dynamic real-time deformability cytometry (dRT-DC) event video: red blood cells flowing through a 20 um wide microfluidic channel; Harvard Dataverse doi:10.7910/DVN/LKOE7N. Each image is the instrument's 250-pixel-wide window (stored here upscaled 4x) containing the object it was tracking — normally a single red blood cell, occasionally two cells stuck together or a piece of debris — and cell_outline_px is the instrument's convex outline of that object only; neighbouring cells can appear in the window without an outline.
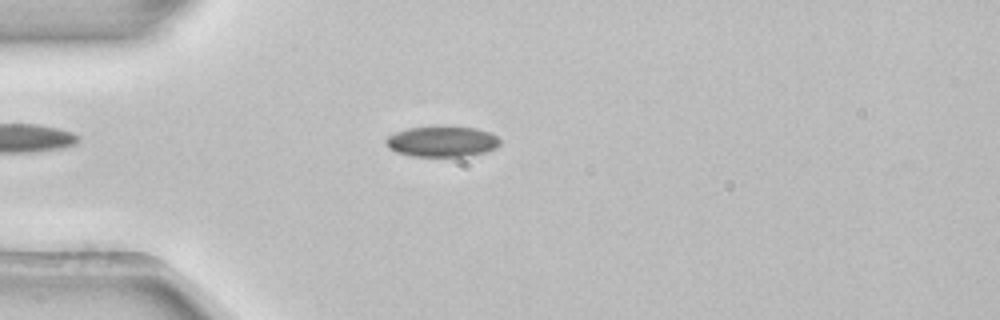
{"species": "common noctule bat (a hibernating species)", "species_latin": "Nyctalus noctula", "temperature_condition": "room temperature", "stored_images_in_passage": 53, "camera_frame_rate_fps": 3000, "um_per_image_px": 0.085, "animal": {"sex": "female", "body_mass_g": 22.7, "forearm_length_mm": 54.2}, "frame": {"image": 1, "passage_image": 14, "time_ms": 4.333, "image_size_px": [1000, 320], "cell_outline_px": [[500, 144], [496, 148], [484, 152], [464, 156], [412, 156], [396, 152], [388, 148], [384, 140], [388, 136], [396, 132], [408, 128], [436, 124], [476, 128], [488, 132], [496, 136], [500, 140]], "centroid_in_image_um": [37.54, 11.99], "position_along_channel_um": 47.5, "area_um2": 20.81}}
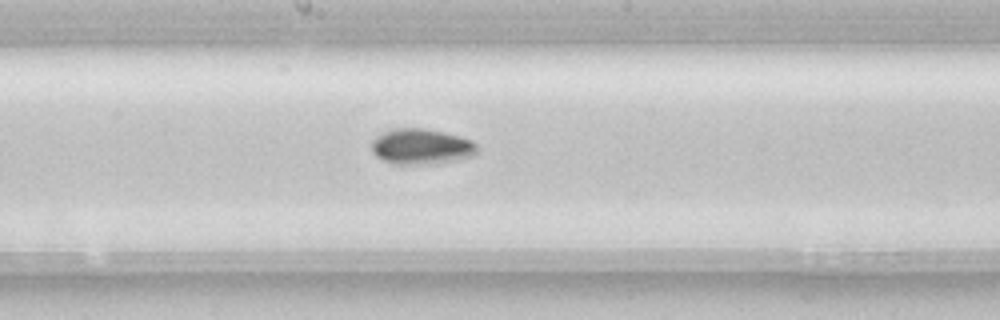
{"frame": {"image": 2, "passage_image": 28, "time_ms": 9.0, "image_size_px": [1000, 320], "cell_outline_px": [[476, 152], [472, 156], [460, 160], [436, 164], [396, 164], [384, 160], [376, 156], [372, 152], [372, 140], [376, 136], [384, 132], [396, 128], [424, 128], [460, 136], [472, 140], [476, 144]], "centroid_in_image_um": [35.82, 12.47], "position_along_channel_um": 212.4, "area_um2": 21.96}}
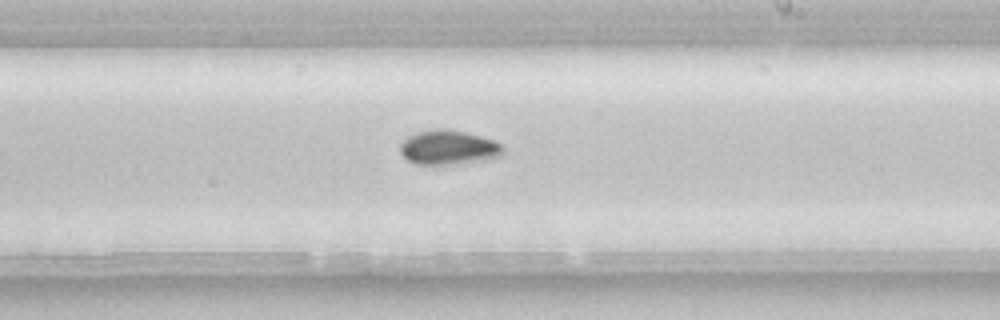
{"frame": {"image": 3, "passage_image": 31, "time_ms": 10.0, "image_size_px": [1000, 320], "cell_outline_px": [[504, 152], [500, 156], [484, 160], [460, 164], [416, 164], [408, 160], [400, 152], [400, 144], [408, 136], [416, 132], [436, 128], [444, 128], [464, 132], [496, 140], [504, 148]], "centroid_in_image_um": [38.13, 12.53], "position_along_channel_um": 250.9, "area_um2": 20.75}, "authors_computed_cell_mechanics": {"area_um2": 20.0566, "velocity_mm_per_s": 3.8737, "shape_relaxation_time_tau1_ms": 2.6912, "shape_relaxation_time_tau2_ms": null, "deformation_change_tau1": 0.0581, "deformation_change_tau2": null}}